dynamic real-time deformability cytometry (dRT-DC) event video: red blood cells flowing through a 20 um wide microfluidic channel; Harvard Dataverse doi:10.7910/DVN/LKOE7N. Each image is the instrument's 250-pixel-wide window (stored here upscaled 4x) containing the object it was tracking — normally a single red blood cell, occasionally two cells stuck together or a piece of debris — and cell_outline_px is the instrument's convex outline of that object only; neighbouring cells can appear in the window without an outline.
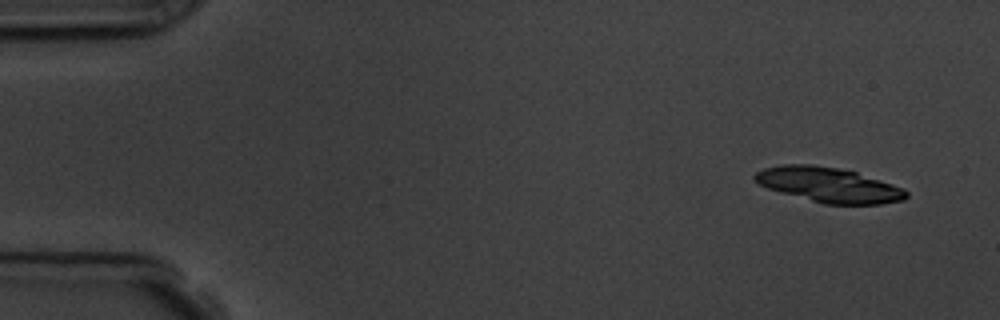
{"species": "common noctule bat (a hibernating species)", "species_latin": "Nyctalus noctula", "temperature_condition": "room temperature", "stored_images_in_passage": 6, "camera_frame_rate_fps": 3000, "um_per_image_px": 0.085, "animal": {"sex": "male", "body_mass_g": 19.5, "forearm_length_mm": 54.6}, "frame": {"image": 1, "passage_image": 1, "time_ms": 0.0, "image_size_px": [1000, 320], "cell_outline_px": [[908, 196], [904, 200], [880, 204], [824, 204], [780, 192], [768, 188], [752, 180], [752, 176], [756, 172], [764, 168], [784, 164], [812, 164], [836, 168], [856, 172], [904, 188], [908, 192]], "centroid_in_image_um": [70.43, 15.71], "position_along_channel_um": 14.6, "area_um2": 30.69}}
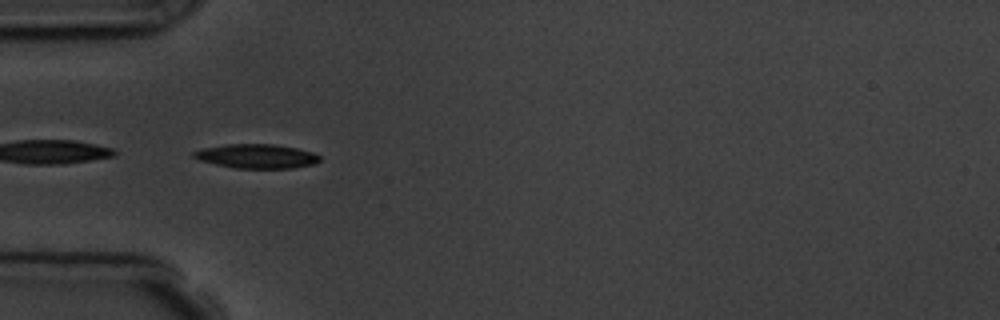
{"frame": {"image": 2, "passage_image": 5, "time_ms": 4.667, "image_size_px": [1000, 320], "cell_outline_px": [[320, 160], [316, 164], [292, 168], [236, 168], [216, 164], [200, 160], [192, 156], [192, 152], [204, 148], [228, 144], [272, 144], [296, 148], [312, 152], [320, 156]], "centroid_in_image_um": [21.83, 13.28], "position_along_channel_um": 63.2, "area_um2": 17.63}}